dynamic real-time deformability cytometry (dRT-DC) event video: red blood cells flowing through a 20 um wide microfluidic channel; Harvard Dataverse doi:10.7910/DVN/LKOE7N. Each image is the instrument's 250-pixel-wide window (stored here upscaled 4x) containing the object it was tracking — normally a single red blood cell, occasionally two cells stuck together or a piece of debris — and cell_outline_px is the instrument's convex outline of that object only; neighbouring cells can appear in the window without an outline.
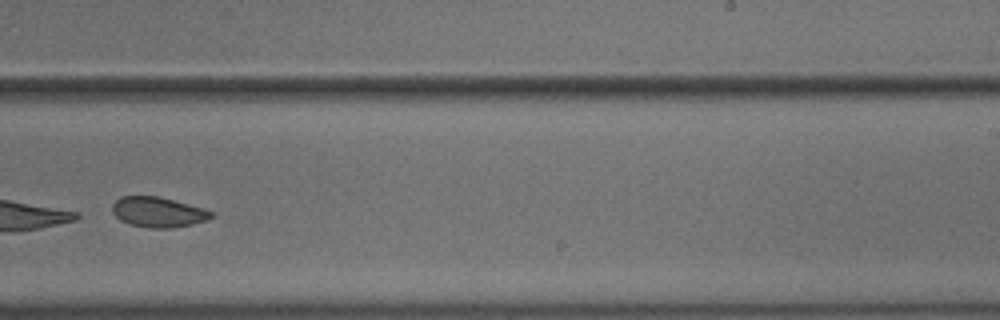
{"species": "common noctule bat (a hibernating species)", "species_latin": "Nyctalus noctula", "temperature_condition": "cold", "stored_images_in_passage": 44, "camera_frame_rate_fps": 3000, "um_per_image_px": 0.085, "animal": {"sex": "male", "body_mass_g": 18.8}, "frame": {"image": 1, "passage_image": 32, "time_ms": 10.333, "image_size_px": [1000, 320], "cell_outline_px": [[212, 216], [208, 220], [192, 224], [172, 228], [148, 228], [128, 224], [120, 220], [112, 212], [112, 204], [120, 196], [160, 196], [204, 208], [212, 212]], "centroid_in_image_um": [13.42, 18.03], "position_along_channel_um": 275.6, "area_um2": 17.57}}
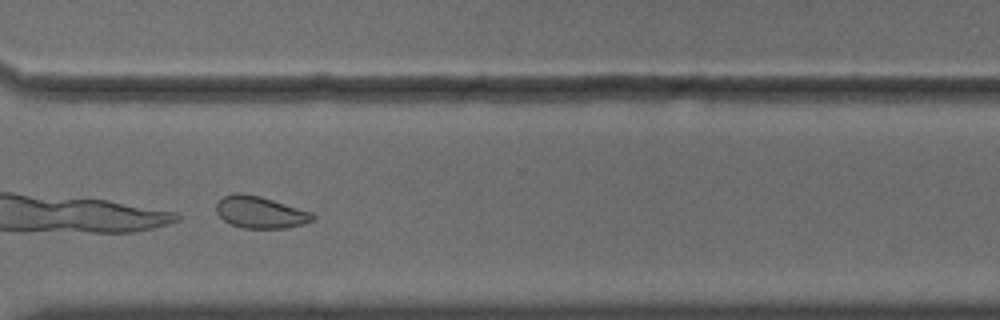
{"frame": {"image": 2, "passage_image": 38, "time_ms": 12.333, "image_size_px": [1000, 320], "cell_outline_px": [[316, 220], [304, 224], [284, 228], [244, 228], [232, 224], [224, 220], [216, 212], [216, 204], [224, 196], [236, 192], [260, 196], [312, 212], [316, 216]], "centroid_in_image_um": [22.16, 18.04], "position_along_channel_um": 348.4, "area_um2": 17.86}, "authors_computed_cell_mechanics": {"area_um2": 18.5538, "velocity_mm_per_s": 3.6409, "shape_relaxation_time_tau1_ms": 0.1543, "shape_relaxation_time_tau2_ms": 3.4479, "deformation_change_tau1": 0.2716, "deformation_change_tau2": 0.0751}}